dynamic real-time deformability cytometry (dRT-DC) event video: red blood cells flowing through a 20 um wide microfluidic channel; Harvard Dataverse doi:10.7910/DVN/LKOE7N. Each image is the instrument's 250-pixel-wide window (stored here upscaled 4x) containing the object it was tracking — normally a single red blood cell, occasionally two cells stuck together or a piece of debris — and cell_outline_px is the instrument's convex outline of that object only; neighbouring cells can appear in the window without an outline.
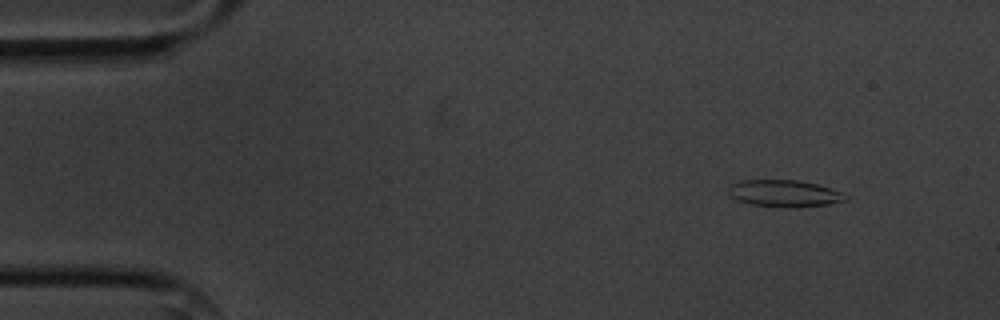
{"species": "common noctule bat (a hibernating species)", "species_latin": "Nyctalus noctula", "temperature_condition": "cold", "stored_images_in_passage": 3, "camera_frame_rate_fps": 3000, "um_per_image_px": 0.085, "animal": {"sex": "male", "body_mass_g": 20.1, "forearm_length_mm": 53.5}, "frame": {"image": 1, "passage_image": 1, "time_ms": 0.0, "image_size_px": [1000, 320], "cell_outline_px": [[848, 200], [828, 204], [788, 208], [752, 204], [736, 200], [728, 192], [728, 188], [732, 184], [740, 180], [796, 180], [816, 184], [840, 192], [848, 196]], "centroid_in_image_um": [66.65, 16.44], "position_along_channel_um": 18.4, "area_um2": 18.15}}
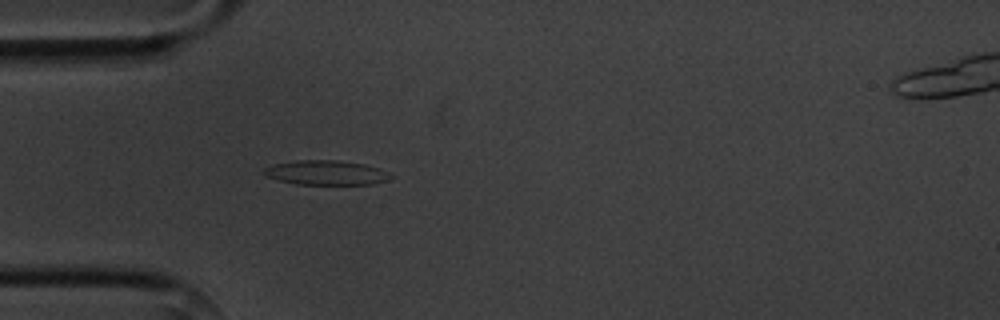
{"frame": {"image": 2, "passage_image": 3, "time_ms": 3.333, "image_size_px": [1000, 320], "cell_outline_px": [[396, 176], [388, 180], [372, 184], [296, 184], [280, 180], [268, 176], [264, 172], [264, 168], [272, 164], [296, 160], [336, 160], [364, 164], [376, 168]], "centroid_in_image_um": [27.73, 14.67], "position_along_channel_um": 57.3, "area_um2": 17.92}}